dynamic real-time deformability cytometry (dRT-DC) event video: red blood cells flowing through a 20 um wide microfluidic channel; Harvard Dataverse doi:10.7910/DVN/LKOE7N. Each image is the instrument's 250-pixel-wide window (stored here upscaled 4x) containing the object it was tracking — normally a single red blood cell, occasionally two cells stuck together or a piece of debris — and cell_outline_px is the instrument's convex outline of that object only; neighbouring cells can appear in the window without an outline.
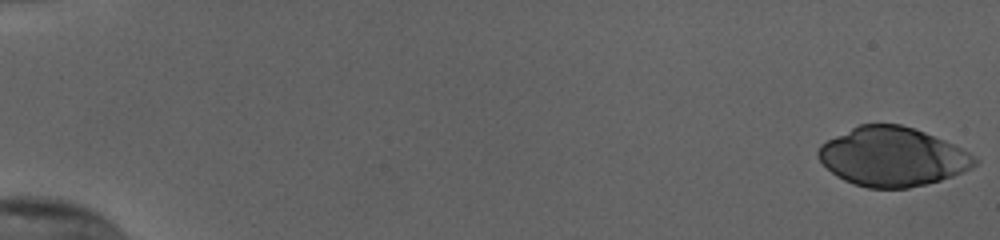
{"species": "human", "species_latin": "Homo sapiens", "temperature_condition": "cold", "stored_images_in_passage": 55, "camera_frame_rate_fps": 3000, "um_per_image_px": 0.085, "donor": {"sex": "female"}, "frame": {"image": 1, "passage_image": 1, "time_ms": 0.0, "image_size_px": [1000, 240], "cell_outline_px": [[980, 160], [972, 168], [964, 172], [940, 180], [908, 188], [868, 188], [852, 184], [836, 176], [816, 156], [816, 152], [820, 144], [860, 124], [900, 124], [924, 132], [944, 140], [968, 152]], "centroid_in_image_um": [75.85, 13.33], "position_along_channel_um": 9.2, "area_um2": 53.47}}
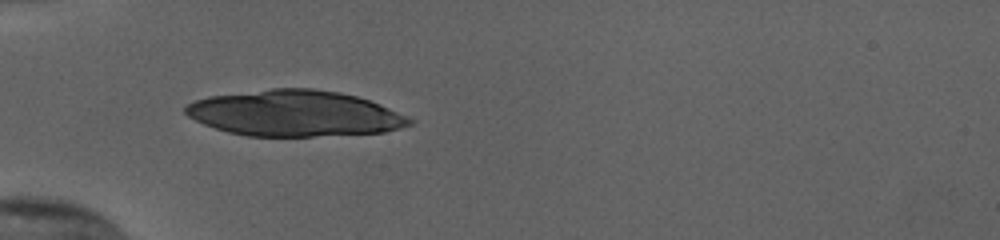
{"frame": {"image": 2, "passage_image": 19, "time_ms": 6.0, "image_size_px": [1000, 240], "cell_outline_px": [[416, 120], [412, 124], [400, 128], [384, 132], [312, 136], [248, 136], [228, 132], [204, 124], [188, 116], [184, 112], [184, 104], [208, 96], [272, 88], [312, 88], [340, 92], [356, 96], [380, 104], [408, 116]], "centroid_in_image_um": [25.05, 9.63], "position_along_channel_um": 60.0, "area_um2": 60.0}}